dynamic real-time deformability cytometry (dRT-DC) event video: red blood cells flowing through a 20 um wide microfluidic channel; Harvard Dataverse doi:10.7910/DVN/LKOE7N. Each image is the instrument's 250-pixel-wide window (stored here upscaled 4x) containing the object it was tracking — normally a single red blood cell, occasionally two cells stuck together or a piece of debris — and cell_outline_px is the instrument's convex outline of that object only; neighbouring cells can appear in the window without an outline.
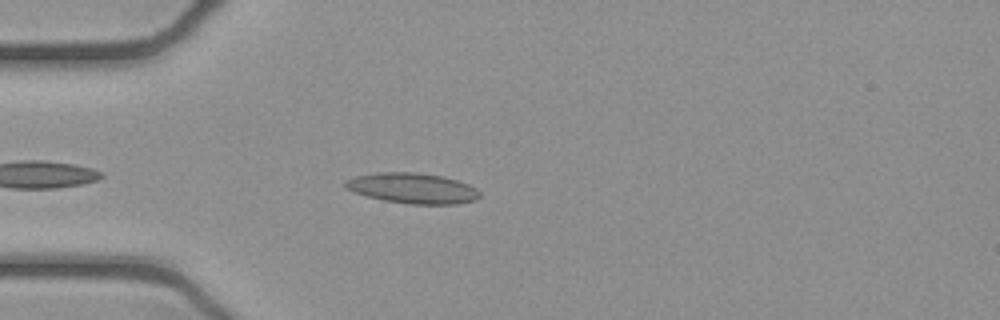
{"species": "common noctule bat (a hibernating species)", "species_latin": "Nyctalus noctula", "temperature_condition": "cold", "stored_images_in_passage": 15, "camera_frame_rate_fps": 3000, "um_per_image_px": 0.085, "animal": {"sex": "female", "body_mass_g": 21.9}, "frame": {"image": 1, "passage_image": 4, "time_ms": 1.0, "image_size_px": [1000, 320], "cell_outline_px": [[480, 196], [476, 200], [456, 204], [408, 204], [384, 200], [368, 196], [344, 188], [344, 180], [356, 176], [376, 172], [416, 172], [440, 176], [456, 180], [468, 184], [476, 188], [480, 192]], "centroid_in_image_um": [35.06, 16.0], "position_along_channel_um": 49.9, "area_um2": 23.81}}
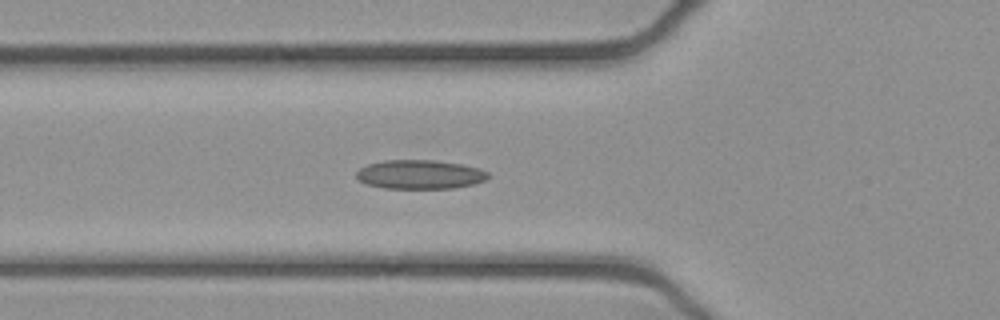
{"frame": {"image": 2, "passage_image": 8, "time_ms": 2.333, "image_size_px": [1000, 320], "cell_outline_px": [[488, 180], [472, 184], [452, 188], [384, 188], [368, 184], [356, 180], [356, 172], [360, 168], [368, 164], [384, 160], [432, 160], [460, 164], [480, 168], [488, 172]], "centroid_in_image_um": [35.68, 14.83], "position_along_channel_um": 90.1, "area_um2": 22.25}}
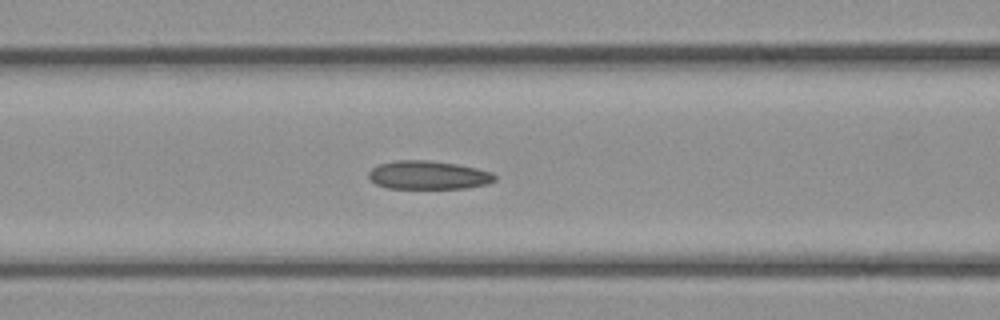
{"frame": {"image": 3, "passage_image": 11, "time_ms": 3.333, "image_size_px": [1000, 320], "cell_outline_px": [[496, 180], [488, 184], [468, 188], [388, 188], [376, 184], [368, 176], [368, 172], [372, 168], [380, 164], [396, 160], [428, 160], [456, 164], [476, 168], [492, 172], [496, 176]], "centroid_in_image_um": [36.43, 14.88], "position_along_channel_um": 130.2, "area_um2": 20.92}}